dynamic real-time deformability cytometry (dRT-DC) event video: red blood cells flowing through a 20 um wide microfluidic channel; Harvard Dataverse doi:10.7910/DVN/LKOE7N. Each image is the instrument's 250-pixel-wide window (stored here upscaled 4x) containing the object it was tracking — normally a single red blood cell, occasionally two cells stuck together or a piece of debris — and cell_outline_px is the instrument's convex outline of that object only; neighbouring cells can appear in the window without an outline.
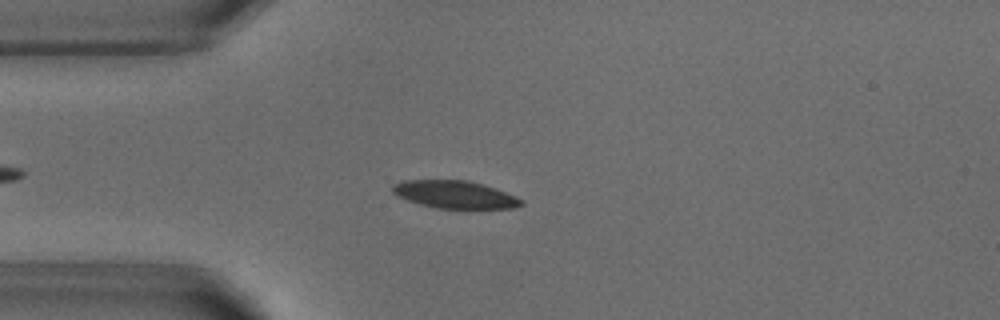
{"species": "common noctule bat (a hibernating species)", "species_latin": "Nyctalus noctula", "temperature_condition": "warm", "stored_images_in_passage": 45, "camera_frame_rate_fps": 3000, "um_per_image_px": 0.085, "animal": {"sex": "male", "body_mass_g": 18.8}, "frame": {"image": 1, "passage_image": 9, "time_ms": 2.667, "image_size_px": [1000, 320], "cell_outline_px": [[524, 204], [512, 208], [436, 208], [420, 204], [396, 196], [392, 192], [392, 184], [404, 180], [468, 180], [504, 192], [524, 200]], "centroid_in_image_um": [38.6, 16.53], "position_along_channel_um": 46.4, "area_um2": 20.46}}
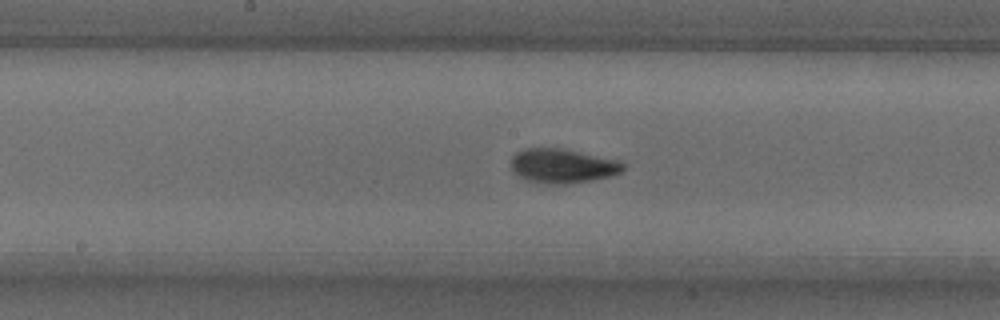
{"frame": {"image": 2, "passage_image": 22, "time_ms": 7.0, "image_size_px": [1000, 320], "cell_outline_px": [[624, 168], [620, 172], [608, 176], [592, 180], [564, 184], [540, 184], [528, 180], [520, 176], [512, 168], [512, 156], [516, 152], [524, 148], [564, 148], [620, 160], [624, 164]], "centroid_in_image_um": [47.82, 14.09], "position_along_channel_um": 200.4, "area_um2": 22.43}}
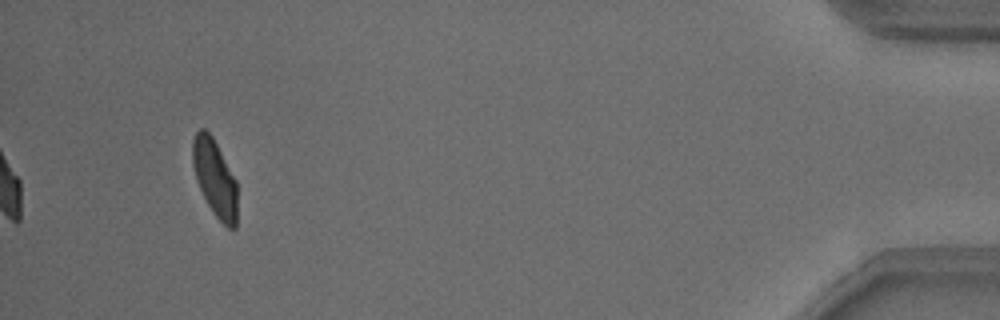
{"frame": {"image": 3, "passage_image": 45, "time_ms": 14.667, "image_size_px": [1000, 320], "cell_outline_px": [[236, 228], [228, 228], [216, 216], [208, 204], [196, 180], [192, 164], [192, 140], [196, 132], [200, 128], [204, 128], [212, 136], [236, 180]], "centroid_in_image_um": [18.24, 15.1], "position_along_channel_um": 417.0, "area_um2": 19.77}, "authors_computed_cell_mechanics": {"area_um2": 21.3282, "velocity_mm_per_s": 3.8153, "shape_relaxation_time_tau1_ms": 3.1886, "shape_relaxation_time_tau2_ms": 0.8967, "deformation_change_tau1": 0.1386, "deformation_change_tau2": 0.0669}}